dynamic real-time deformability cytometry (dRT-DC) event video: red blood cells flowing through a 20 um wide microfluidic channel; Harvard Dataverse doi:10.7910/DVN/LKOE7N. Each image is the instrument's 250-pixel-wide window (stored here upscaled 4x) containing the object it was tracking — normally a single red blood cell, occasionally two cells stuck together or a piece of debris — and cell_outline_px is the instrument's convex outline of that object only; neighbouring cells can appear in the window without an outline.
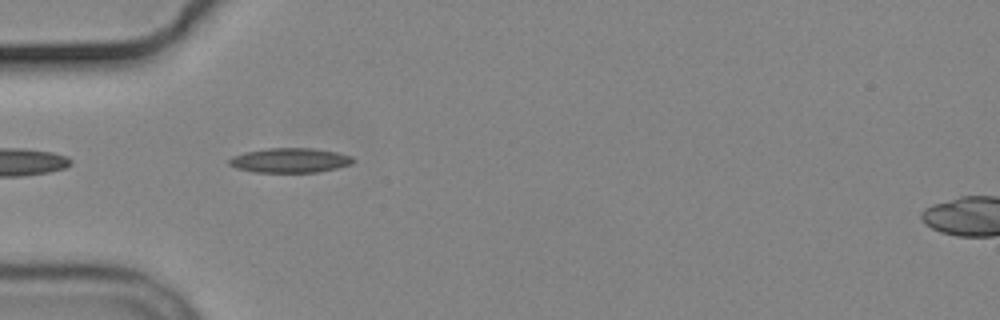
{"species": "common noctule bat (a hibernating species)", "species_latin": "Nyctalus noctula", "temperature_condition": "cold", "stored_images_in_passage": 5, "camera_frame_rate_fps": 3000, "um_per_image_px": 0.085, "animal": {"sex": "male", "body_mass_g": 19.2, "forearm_length_mm": 51.8}, "frame": {"image": 1, "passage_image": 2, "time_ms": 0.333, "image_size_px": [1000, 320], "cell_outline_px": [[356, 160], [352, 164], [336, 168], [316, 172], [252, 172], [236, 168], [228, 164], [228, 160], [232, 156], [244, 152], [268, 148], [312, 148], [336, 152], [352, 156]], "centroid_in_image_um": [24.63, 13.63], "position_along_channel_um": 60.4, "area_um2": 17.86}}